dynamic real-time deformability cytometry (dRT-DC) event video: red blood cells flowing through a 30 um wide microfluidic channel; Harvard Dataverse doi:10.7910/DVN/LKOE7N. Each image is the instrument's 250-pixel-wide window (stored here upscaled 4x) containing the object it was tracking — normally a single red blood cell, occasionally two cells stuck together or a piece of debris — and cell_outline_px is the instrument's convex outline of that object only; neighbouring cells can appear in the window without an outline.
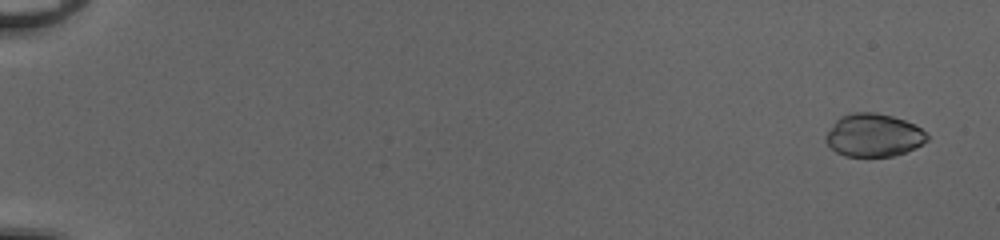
{"species": "common noctule bat (a hibernating species)", "species_latin": "Nyctalus noctula", "temperature_condition": "cold", "stored_images_in_passage": 53, "camera_frame_rate_fps": 3000, "um_per_image_px": 0.085, "animal": {"sex": "female", "body_mass_g": 20.0, "forearm_length_mm": 54.0}, "frame": {"image": 1, "passage_image": 3, "time_ms": 0.667, "image_size_px": [1000, 240], "cell_outline_px": [[928, 140], [904, 152], [892, 156], [844, 156], [836, 152], [824, 140], [824, 136], [836, 120], [840, 116], [852, 112], [876, 112], [892, 116], [904, 120], [920, 128], [928, 136]], "centroid_in_image_um": [74.2, 11.48], "position_along_channel_um": 10.8, "area_um2": 25.14}}
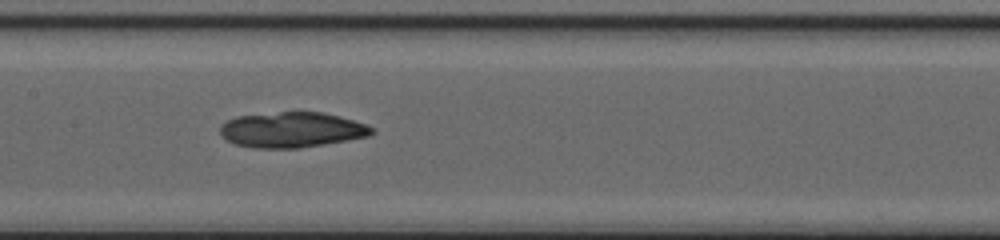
{"frame": {"image": 2, "passage_image": 29, "time_ms": 9.333, "image_size_px": [1000, 240], "cell_outline_px": [[376, 132], [368, 136], [300, 148], [252, 148], [236, 144], [228, 140], [220, 132], [220, 124], [236, 116], [280, 112], [324, 112], [340, 116], [364, 124], [372, 128]], "centroid_in_image_um": [24.79, 11.03], "position_along_channel_um": 182.6, "area_um2": 31.04}}
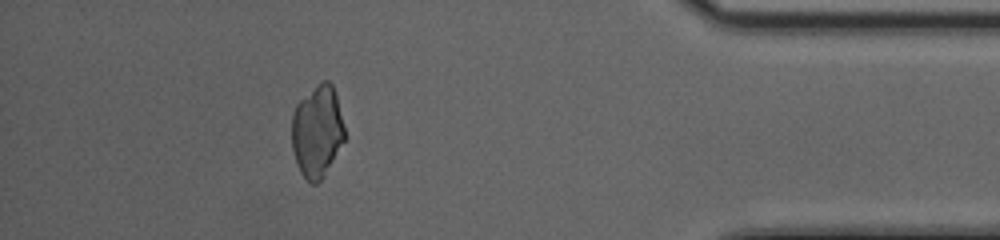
{"frame": {"image": 3, "passage_image": 48, "time_ms": 15.667, "image_size_px": [1000, 240], "cell_outline_px": [[344, 140], [324, 176], [316, 184], [308, 184], [300, 172], [292, 148], [292, 116], [296, 104], [320, 80], [328, 80], [332, 84], [336, 96], [344, 128]], "centroid_in_image_um": [26.94, 11.17], "position_along_channel_um": 408.3, "area_um2": 28.21}, "authors_computed_cell_mechanics": {"area_um2": 28.7844, "velocity_mm_per_s": 4.1374, "shape_relaxation_time_tau1_ms": null, "shape_relaxation_time_tau2_ms": 2.3166, "deformation_change_tau1": null, "deformation_change_tau2": 0.0548}}